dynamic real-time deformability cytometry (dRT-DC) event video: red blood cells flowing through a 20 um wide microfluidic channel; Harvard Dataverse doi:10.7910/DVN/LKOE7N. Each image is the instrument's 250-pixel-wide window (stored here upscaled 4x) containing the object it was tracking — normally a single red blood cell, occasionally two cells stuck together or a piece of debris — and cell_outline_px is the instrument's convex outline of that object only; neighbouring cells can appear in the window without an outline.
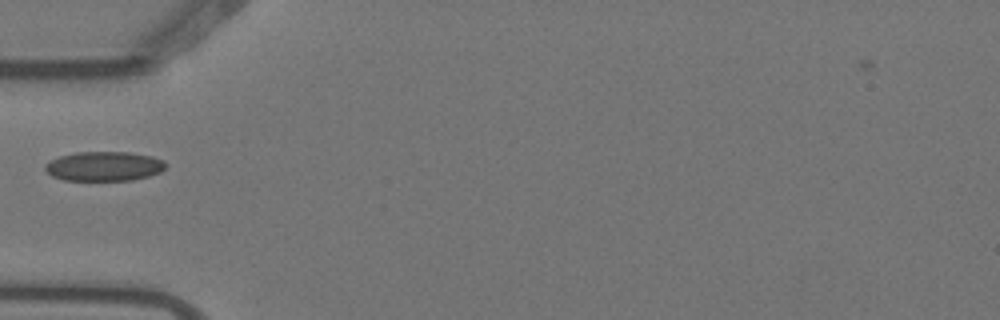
{"species": "Egyptian fruit bat (a non-hibernating species)", "species_latin": "Rousettus aegyptiacus", "temperature_condition": "warm", "stored_images_in_passage": 2, "camera_frame_rate_fps": 3000, "um_per_image_px": 0.085, "animal": {"sex": "female"}, "frame": {"image": 1, "passage_image": 2, "time_ms": 0.333, "image_size_px": [1000, 320], "cell_outline_px": [[164, 168], [160, 172], [148, 176], [132, 180], [64, 180], [52, 176], [44, 168], [44, 164], [60, 156], [76, 152], [128, 152], [152, 156], [164, 160]], "centroid_in_image_um": [8.83, 14.13], "position_along_channel_um": 76.2, "area_um2": 20.58}}